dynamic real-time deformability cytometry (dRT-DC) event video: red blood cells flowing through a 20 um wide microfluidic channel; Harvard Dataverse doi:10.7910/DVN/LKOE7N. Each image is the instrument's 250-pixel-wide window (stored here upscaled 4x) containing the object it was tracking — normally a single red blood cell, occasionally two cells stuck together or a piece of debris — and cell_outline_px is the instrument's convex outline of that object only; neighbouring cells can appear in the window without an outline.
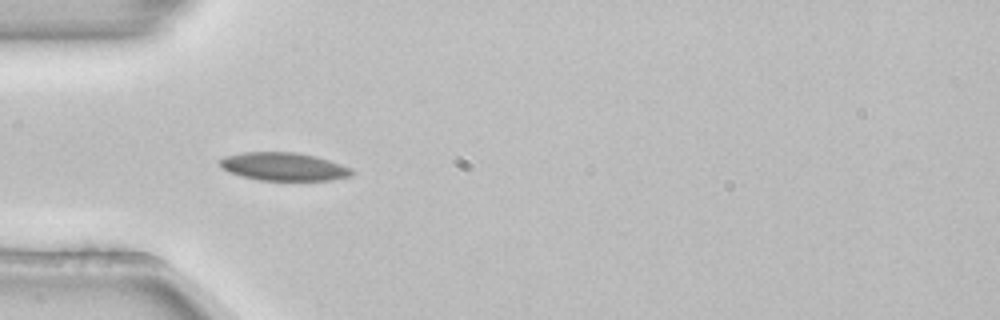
{"species": "common noctule bat (a hibernating species)", "species_latin": "Nyctalus noctula", "temperature_condition": "room temperature", "stored_images_in_passage": 53, "camera_frame_rate_fps": 3000, "um_per_image_px": 0.085, "animal": {"sex": "female", "body_mass_g": 22.7, "forearm_length_mm": 54.2}, "frame": {"image": 1, "passage_image": 16, "time_ms": 5.0, "image_size_px": [1000, 320], "cell_outline_px": [[356, 172], [352, 176], [332, 180], [260, 180], [228, 172], [216, 160], [224, 156], [244, 152], [296, 152], [316, 156], [352, 168]], "centroid_in_image_um": [24.14, 14.16], "position_along_channel_um": 60.9, "area_um2": 21.68}, "authors_computed_cell_mechanics": {"area_um2": 20.4034, "velocity_mm_per_s": 3.8437, "shape_relaxation_time_tau1_ms": 6.1797, "shape_relaxation_time_tau2_ms": null, "deformation_change_tau1": 0.1167, "deformation_change_tau2": null}}